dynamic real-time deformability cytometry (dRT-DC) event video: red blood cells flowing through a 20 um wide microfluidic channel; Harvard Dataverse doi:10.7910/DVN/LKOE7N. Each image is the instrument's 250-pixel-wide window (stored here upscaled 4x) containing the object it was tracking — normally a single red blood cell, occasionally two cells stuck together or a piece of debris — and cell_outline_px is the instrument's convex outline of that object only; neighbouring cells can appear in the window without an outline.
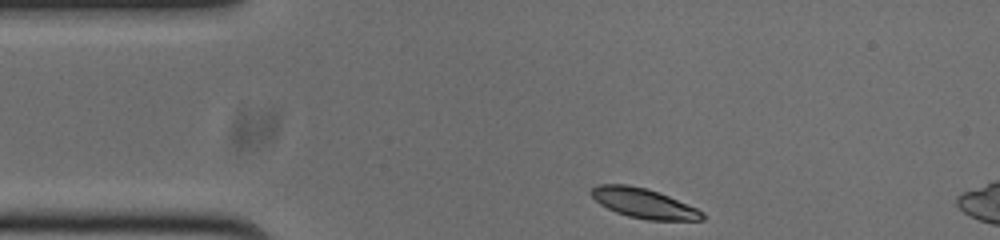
{"species": "common noctule bat (a hibernating species)", "species_latin": "Nyctalus noctula", "temperature_condition": "cold", "stored_images_in_passage": 7, "camera_frame_rate_fps": 3000, "um_per_image_px": 0.085, "animal": {"sex": "male", "body_mass_g": 20.0, "forearm_length_mm": 53.3}, "frame": {"image": 1, "passage_image": 1, "time_ms": 0.0, "image_size_px": [1000, 240], "cell_outline_px": [[708, 216], [704, 220], [648, 220], [628, 216], [616, 212], [600, 204], [588, 192], [596, 184], [624, 184], [644, 188], [668, 196], [696, 208], [704, 212]], "centroid_in_image_um": [54.72, 17.29], "position_along_channel_um": 30.3, "area_um2": 19.13}}